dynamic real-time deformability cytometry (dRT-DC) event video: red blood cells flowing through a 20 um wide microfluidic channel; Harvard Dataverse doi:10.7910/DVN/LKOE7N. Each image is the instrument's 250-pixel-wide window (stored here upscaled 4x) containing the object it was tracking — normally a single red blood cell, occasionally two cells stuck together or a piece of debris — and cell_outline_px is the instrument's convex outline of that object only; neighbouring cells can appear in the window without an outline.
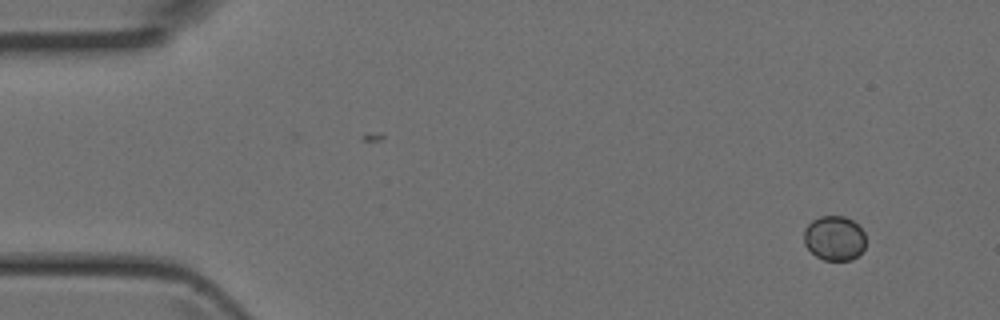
{"species": "Egyptian fruit bat (a non-hibernating species)", "species_latin": "Rousettus aegyptiacus", "temperature_condition": "room temperature", "stored_images_in_passage": 5, "camera_frame_rate_fps": 3000, "um_per_image_px": 0.085, "animal": {"sex": "female"}, "frame": {"image": 1, "passage_image": 1, "time_ms": 0.0, "image_size_px": [1000, 320], "cell_outline_px": [[864, 248], [852, 260], [824, 260], [816, 256], [804, 244], [804, 228], [812, 220], [820, 216], [844, 216], [852, 220], [864, 232]], "centroid_in_image_um": [70.9, 20.24], "position_along_channel_um": 14.1, "area_um2": 16.01}}
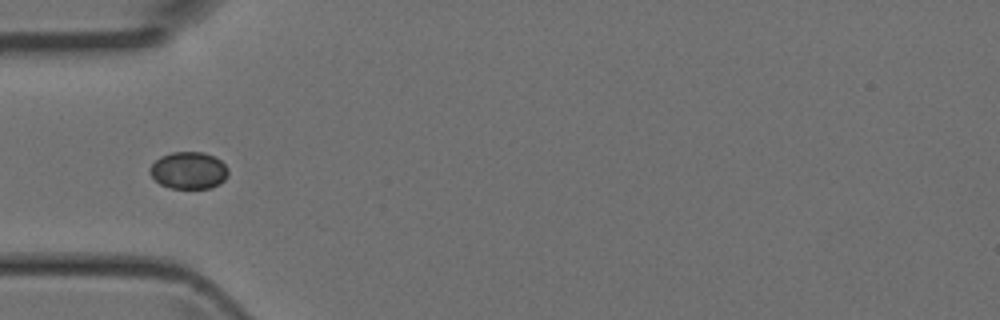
{"frame": {"image": 2, "passage_image": 4, "time_ms": 1.0, "image_size_px": [1000, 320], "cell_outline_px": [[228, 176], [220, 184], [212, 188], [172, 188], [160, 184], [148, 172], [148, 168], [160, 156], [172, 152], [204, 152], [216, 156], [228, 168]], "centroid_in_image_um": [16.05, 14.48], "position_along_channel_um": 68.9, "area_um2": 17.11}}
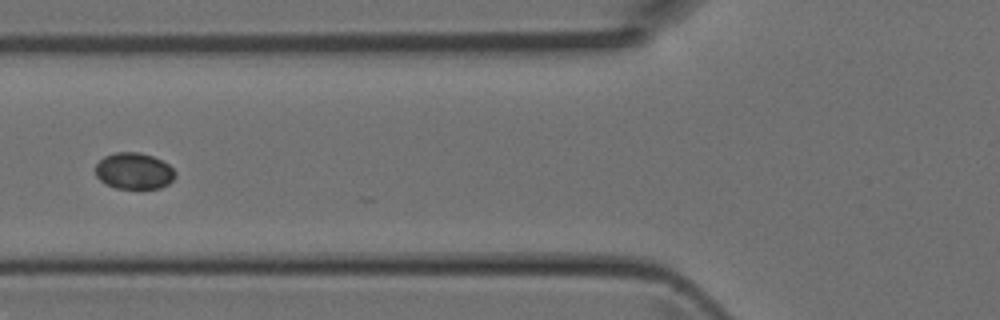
{"frame": {"image": 3, "passage_image": 5, "time_ms": 1.333, "image_size_px": [1000, 320], "cell_outline_px": [[176, 176], [168, 184], [160, 188], [116, 188], [104, 184], [96, 176], [96, 164], [104, 156], [116, 152], [140, 152], [152, 156], [168, 164], [176, 172]], "centroid_in_image_um": [11.38, 14.53], "position_along_channel_um": 114.4, "area_um2": 16.94}}